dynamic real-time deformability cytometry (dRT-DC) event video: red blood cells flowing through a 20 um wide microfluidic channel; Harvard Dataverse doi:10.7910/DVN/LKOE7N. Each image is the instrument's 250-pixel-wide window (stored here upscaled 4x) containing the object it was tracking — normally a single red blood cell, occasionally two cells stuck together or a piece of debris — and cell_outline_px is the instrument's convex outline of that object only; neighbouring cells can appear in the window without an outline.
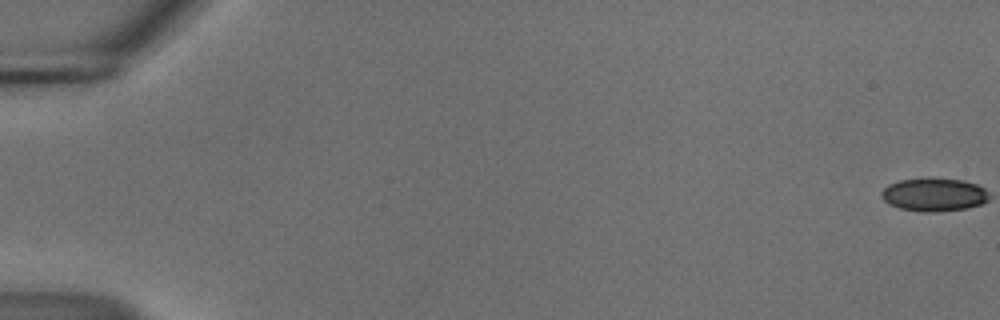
{"species": "common noctule bat (a hibernating species)", "species_latin": "Nyctalus noctula", "temperature_condition": "cold", "stored_images_in_passage": 10, "camera_frame_rate_fps": 3000, "um_per_image_px": 0.085, "animal": {"sex": "male", "body_mass_g": 18.8}, "frame": {"image": 1, "passage_image": 1, "time_ms": 0.0, "image_size_px": [1000, 320], "cell_outline_px": [[984, 200], [976, 204], [956, 208], [912, 208], [896, 204], [896, 184], [912, 180], [948, 180], [968, 184], [980, 188]], "centroid_in_image_um": [79.65, 16.51], "position_along_channel_um": 5.4, "area_um2": 15.49}}